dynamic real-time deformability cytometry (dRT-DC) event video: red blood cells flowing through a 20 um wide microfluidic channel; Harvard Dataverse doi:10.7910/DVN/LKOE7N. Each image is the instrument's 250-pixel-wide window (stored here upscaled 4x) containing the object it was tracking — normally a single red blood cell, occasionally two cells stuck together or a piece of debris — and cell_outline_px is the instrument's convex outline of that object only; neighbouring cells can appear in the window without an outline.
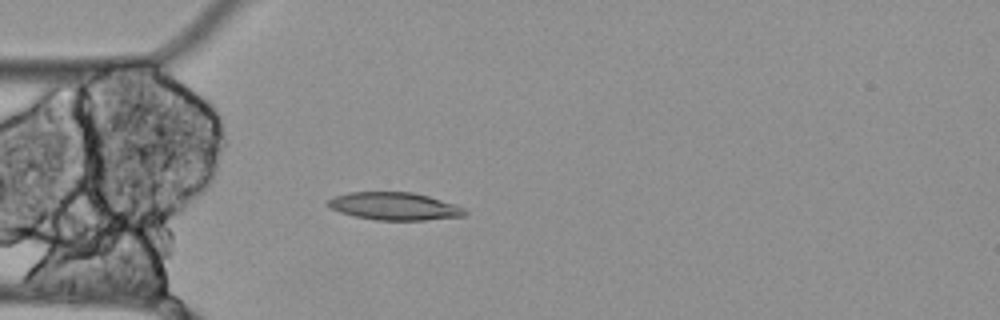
{"species": "Egyptian fruit bat (a non-hibernating species)", "species_latin": "Rousettus aegyptiacus", "temperature_condition": "cold", "stored_images_in_passage": 57, "camera_frame_rate_fps": 3000, "um_per_image_px": 0.085, "animal": {"sex": "female"}, "frame": {"image": 1, "passage_image": 16, "time_ms": 5.0, "image_size_px": [1000, 320], "cell_outline_px": [[468, 212], [464, 216], [424, 220], [376, 220], [356, 216], [340, 212], [328, 208], [328, 200], [332, 196], [348, 192], [412, 192], [428, 196], [456, 204], [464, 208]], "centroid_in_image_um": [33.52, 17.52], "position_along_channel_um": 51.5, "area_um2": 22.14}}
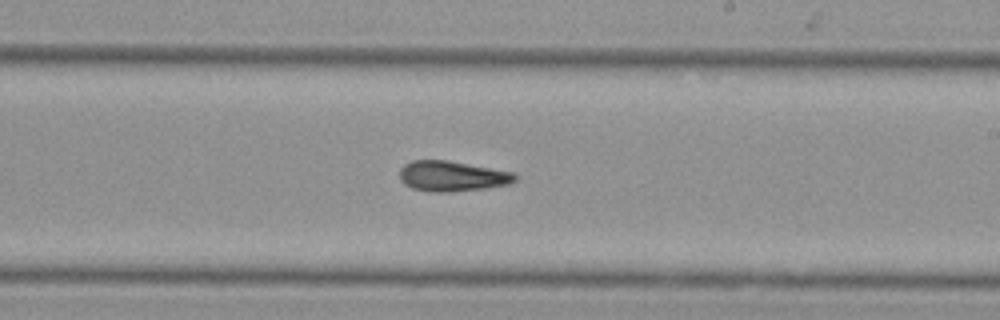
{"frame": {"image": 2, "passage_image": 33, "time_ms": 10.667, "image_size_px": [1000, 320], "cell_outline_px": [[516, 180], [508, 184], [488, 188], [452, 192], [432, 192], [412, 188], [404, 184], [400, 180], [400, 168], [404, 164], [412, 160], [448, 160], [512, 172], [516, 176]], "centroid_in_image_um": [38.39, 14.98], "position_along_channel_um": 250.6, "area_um2": 20.46}}
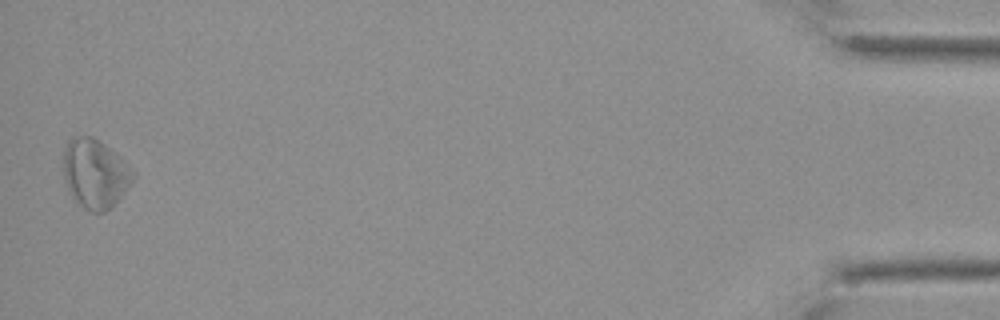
{"frame": {"image": 3, "passage_image": 56, "time_ms": 18.333, "image_size_px": [1000, 320], "cell_outline_px": [[136, 176], [132, 184], [104, 212], [92, 212], [76, 204], [68, 188], [64, 176], [64, 148], [68, 140], [72, 136], [92, 136], [104, 144], [120, 156], [136, 172]], "centroid_in_image_um": [8.09, 14.74], "position_along_channel_um": 427.1, "area_um2": 28.03}, "authors_computed_cell_mechanics": {"area_um2": 21.675, "velocity_mm_per_s": 3.4678, "shape_relaxation_time_tau1_ms": null, "shape_relaxation_time_tau2_ms": 7.9915, "deformation_change_tau1": null, "deformation_change_tau2": 0.2076}}